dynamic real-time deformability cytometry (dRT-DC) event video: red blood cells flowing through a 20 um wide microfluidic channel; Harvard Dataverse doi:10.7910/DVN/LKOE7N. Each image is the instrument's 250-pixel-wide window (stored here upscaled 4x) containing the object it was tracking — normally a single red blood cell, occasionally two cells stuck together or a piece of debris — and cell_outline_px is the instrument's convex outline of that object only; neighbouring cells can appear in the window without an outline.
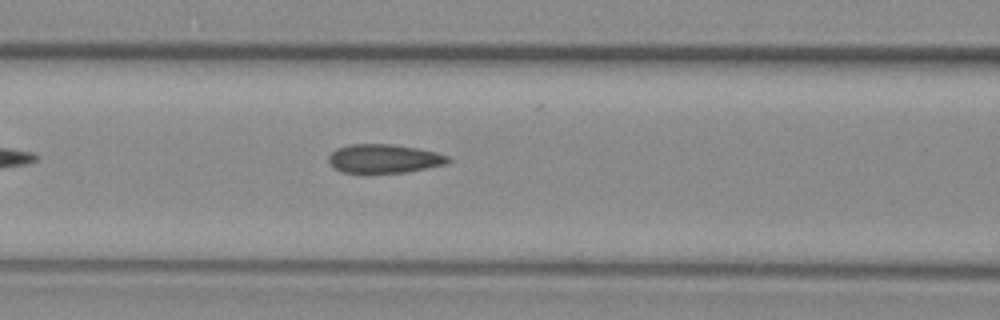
{"species": "common noctule bat (a hibernating species)", "species_latin": "Nyctalus noctula", "temperature_condition": "warm", "stored_images_in_passage": 36, "camera_frame_rate_fps": 3000, "um_per_image_px": 0.085, "animal": {"sex": "female", "body_mass_g": 29.2, "forearm_length_mm": 56.3}, "frame": {"image": 1, "passage_image": 6, "time_ms": 1.667, "image_size_px": [1000, 320], "cell_outline_px": [[452, 160], [448, 164], [408, 172], [340, 172], [332, 168], [328, 160], [328, 156], [336, 148], [352, 144], [388, 144], [416, 148], [436, 152], [448, 156]], "centroid_in_image_um": [32.65, 13.49], "position_along_channel_um": 134.0, "area_um2": 20.06}}
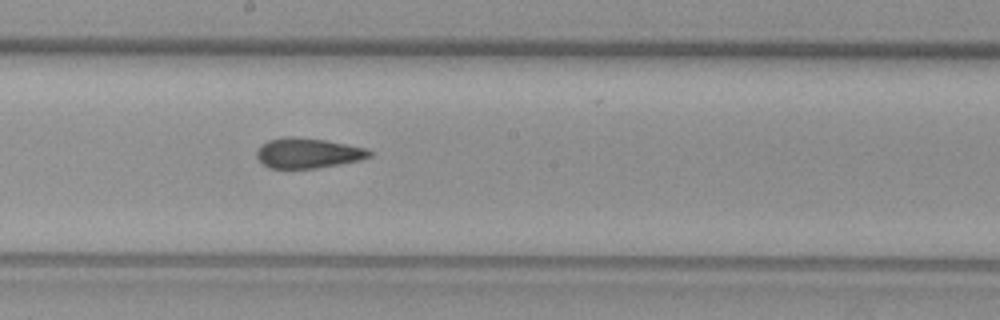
{"frame": {"image": 2, "passage_image": 13, "time_ms": 4.0, "image_size_px": [1000, 320], "cell_outline_px": [[372, 156], [360, 160], [316, 168], [268, 168], [256, 156], [256, 148], [260, 144], [268, 140], [288, 136], [296, 136], [324, 140], [364, 148], [372, 152]], "centroid_in_image_um": [26.12, 13.0], "position_along_channel_um": 222.1, "area_um2": 19.71}}
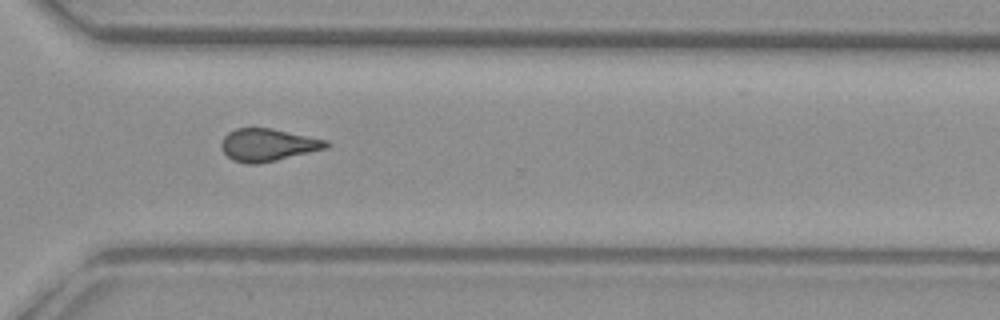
{"frame": {"image": 3, "passage_image": 23, "time_ms": 7.333, "image_size_px": [1000, 320], "cell_outline_px": [[332, 144], [328, 148], [260, 164], [244, 164], [232, 160], [220, 148], [220, 144], [224, 136], [228, 132], [236, 128], [272, 128], [328, 140]], "centroid_in_image_um": [22.78, 12.32], "position_along_channel_um": 347.8, "area_um2": 20.17}, "authors_computed_cell_mechanics": {"area_um2": 19.8832, "velocity_mm_per_s": 3.7818, "shape_relaxation_time_tau1_ms": null, "shape_relaxation_time_tau2_ms": 3.0571, "deformation_change_tau1": null, "deformation_change_tau2": 0.0833}}